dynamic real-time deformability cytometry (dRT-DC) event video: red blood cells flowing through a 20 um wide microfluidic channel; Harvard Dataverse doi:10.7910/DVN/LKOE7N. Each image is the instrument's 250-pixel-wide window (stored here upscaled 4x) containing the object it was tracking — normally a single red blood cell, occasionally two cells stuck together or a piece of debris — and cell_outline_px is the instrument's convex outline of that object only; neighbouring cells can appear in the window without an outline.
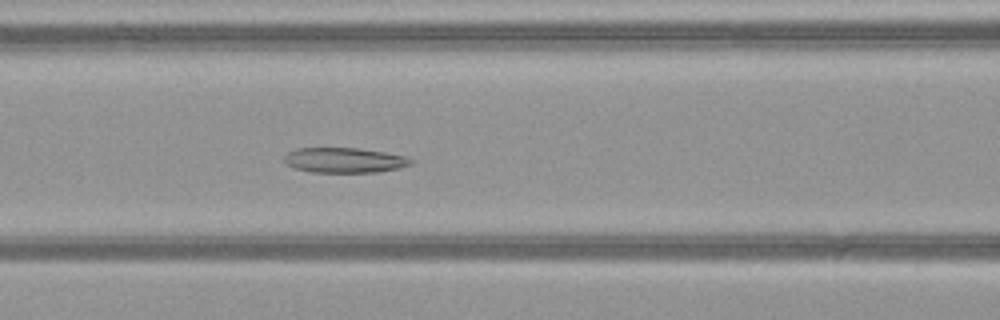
{"species": "common noctule bat (a hibernating species)", "species_latin": "Nyctalus noctula", "temperature_condition": "warm", "stored_images_in_passage": 51, "camera_frame_rate_fps": 3000, "um_per_image_px": 0.085, "animal": {"sex": "female", "body_mass_g": 21.9}, "frame": {"image": 1, "passage_image": 23, "time_ms": 7.333, "image_size_px": [1000, 320], "cell_outline_px": [[412, 164], [400, 168], [380, 172], [312, 172], [296, 168], [288, 164], [284, 160], [284, 156], [288, 152], [296, 148], [356, 148], [384, 152], [408, 156], [412, 160]], "centroid_in_image_um": [29.31, 13.61], "position_along_channel_um": 137.3, "area_um2": 18.5}}
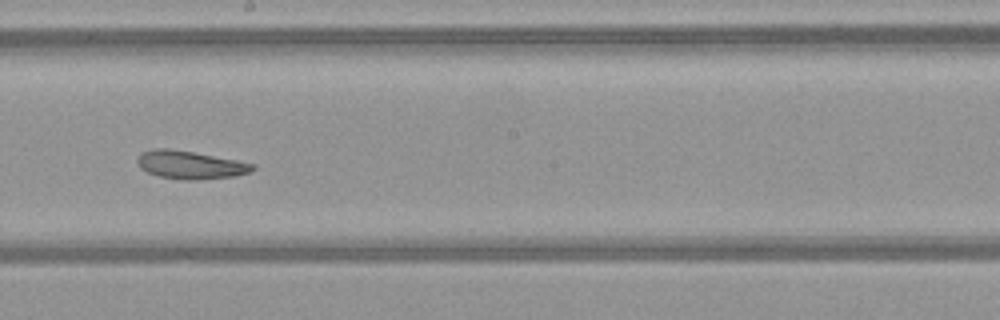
{"frame": {"image": 2, "passage_image": 30, "time_ms": 9.667, "image_size_px": [1000, 320], "cell_outline_px": [[256, 168], [252, 172], [236, 176], [196, 180], [184, 180], [160, 176], [148, 172], [140, 168], [136, 160], [144, 152], [152, 148], [168, 148], [192, 152], [236, 160], [256, 164]], "centroid_in_image_um": [16.22, 14.02], "position_along_channel_um": 232.0, "area_um2": 18.79}}
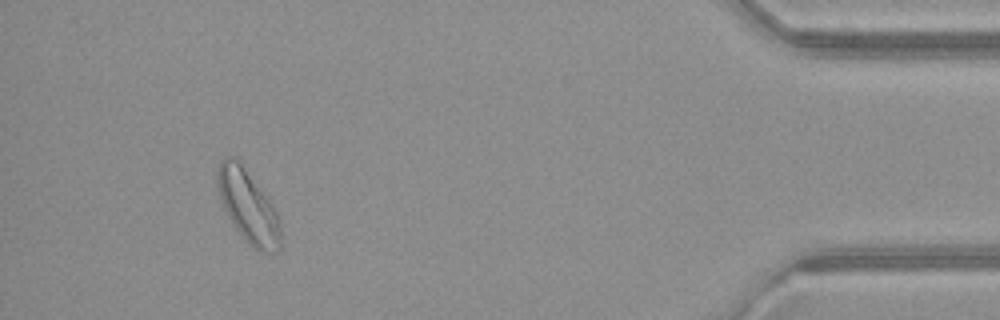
{"frame": {"image": 3, "passage_image": 48, "time_ms": 15.667, "image_size_px": [1000, 320], "cell_outline_px": [[280, 248], [276, 252], [260, 252], [252, 248], [244, 240], [228, 216], [224, 208], [216, 184], [216, 168], [220, 160], [224, 156], [232, 156], [240, 164], [276, 208], [280, 216]], "centroid_in_image_um": [21.09, 17.57], "position_along_channel_um": 414.1, "area_um2": 26.65}, "authors_computed_cell_mechanics": {"area_um2": 23.12, "velocity_mm_per_s": 4.0632, "shape_relaxation_time_tau1_ms": null, "shape_relaxation_time_tau2_ms": 1.9892, "deformation_change_tau1": null, "deformation_change_tau2": 0.0849}}